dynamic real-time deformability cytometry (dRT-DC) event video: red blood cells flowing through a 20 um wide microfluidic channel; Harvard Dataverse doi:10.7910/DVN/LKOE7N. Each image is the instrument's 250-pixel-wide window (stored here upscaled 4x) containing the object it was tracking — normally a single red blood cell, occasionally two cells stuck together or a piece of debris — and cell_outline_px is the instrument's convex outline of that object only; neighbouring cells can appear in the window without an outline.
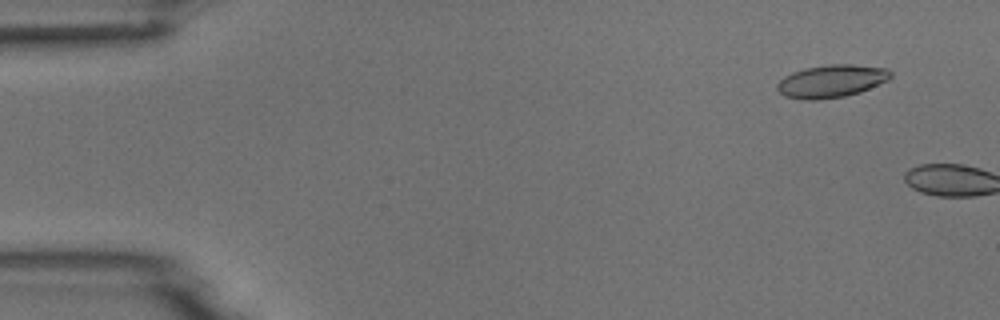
{"species": "common noctule bat (a hibernating species)", "species_latin": "Nyctalus noctula", "temperature_condition": "room temperature", "stored_images_in_passage": 2, "camera_frame_rate_fps": 3000, "um_per_image_px": 0.085, "animal": {"sex": "male", "body_mass_g": 18.8}, "frame": {"image": 1, "passage_image": 1, "time_ms": 0.0, "image_size_px": [1000, 320], "cell_outline_px": [[892, 76], [888, 80], [860, 92], [844, 96], [816, 100], [804, 100], [784, 96], [776, 88], [776, 84], [784, 76], [792, 72], [804, 68], [828, 64], [852, 64], [888, 68], [892, 72]], "centroid_in_image_um": [70.66, 6.89], "position_along_channel_um": 14.3, "area_um2": 21.79}}